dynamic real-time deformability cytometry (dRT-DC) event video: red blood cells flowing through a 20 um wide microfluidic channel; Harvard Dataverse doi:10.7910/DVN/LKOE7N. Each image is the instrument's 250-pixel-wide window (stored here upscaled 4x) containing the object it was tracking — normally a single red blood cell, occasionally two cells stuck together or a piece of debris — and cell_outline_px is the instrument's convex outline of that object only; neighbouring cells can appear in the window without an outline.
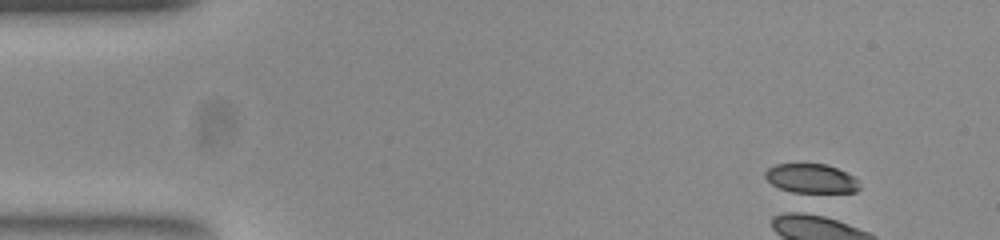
{"species": "common noctule bat (a hibernating species)", "species_latin": "Nyctalus noctula", "temperature_condition": "room temperature", "stored_images_in_passage": 1, "camera_frame_rate_fps": 3000, "um_per_image_px": 0.085, "animal": {"sex": "female", "body_mass_g": 23.0, "forearm_length_mm": 53.4}, "frame": {"image": 1, "passage_image": 1, "time_ms": 0.0, "image_size_px": [1000, 240], "cell_outline_px": [[860, 188], [856, 192], [800, 196], [780, 188], [772, 184], [764, 176], [764, 172], [768, 168], [776, 164], [828, 164], [852, 176], [856, 180]], "centroid_in_image_um": [68.94, 15.24], "position_along_channel_um": 16.1, "area_um2": 16.82}}